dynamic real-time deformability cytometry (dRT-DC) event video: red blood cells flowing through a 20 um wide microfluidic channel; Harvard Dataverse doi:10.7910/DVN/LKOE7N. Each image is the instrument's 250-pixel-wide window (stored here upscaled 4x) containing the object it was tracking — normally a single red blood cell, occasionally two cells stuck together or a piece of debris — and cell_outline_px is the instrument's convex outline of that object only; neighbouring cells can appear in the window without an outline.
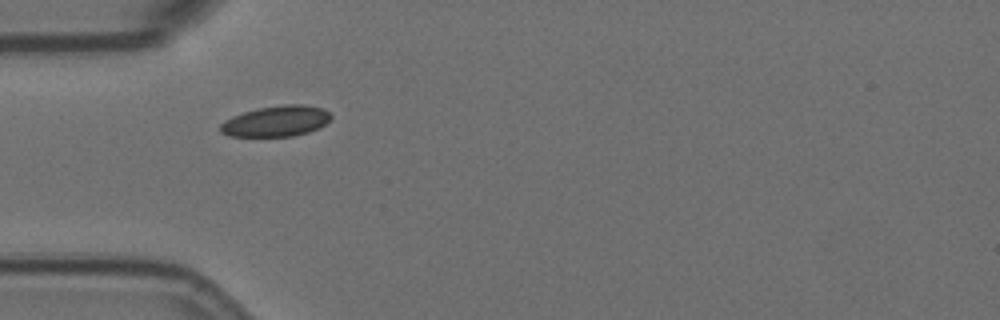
{"species": "Egyptian fruit bat (a non-hibernating species)", "species_latin": "Rousettus aegyptiacus", "temperature_condition": "room temperature", "stored_images_in_passage": 19, "camera_frame_rate_fps": 3000, "um_per_image_px": 0.085, "animal": {"sex": "female"}, "frame": {"image": 1, "passage_image": 1, "time_ms": 0.0, "image_size_px": [1000, 320], "cell_outline_px": [[332, 116], [320, 128], [308, 132], [292, 136], [228, 136], [220, 132], [220, 124], [224, 120], [232, 116], [244, 112], [260, 108], [284, 104], [304, 104], [324, 108]], "centroid_in_image_um": [23.47, 10.29], "position_along_channel_um": 61.5, "area_um2": 19.83}}